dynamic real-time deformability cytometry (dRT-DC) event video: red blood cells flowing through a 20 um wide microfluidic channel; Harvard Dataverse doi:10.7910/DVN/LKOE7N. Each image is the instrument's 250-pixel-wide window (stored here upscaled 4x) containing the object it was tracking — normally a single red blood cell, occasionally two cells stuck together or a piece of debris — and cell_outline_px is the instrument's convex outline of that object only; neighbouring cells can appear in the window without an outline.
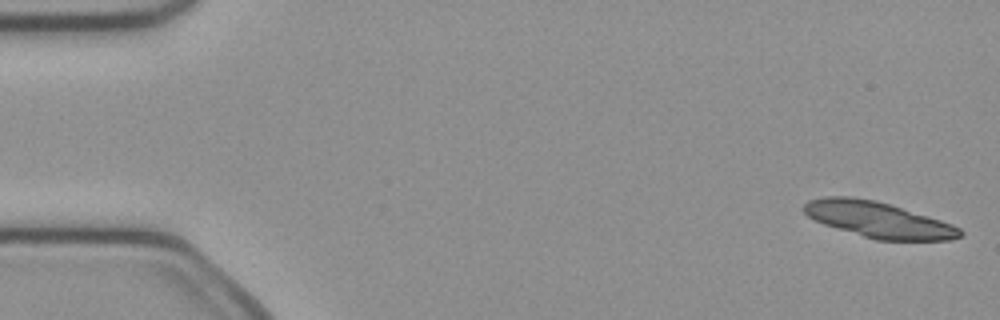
{"species": "common noctule bat (a hibernating species)", "species_latin": "Nyctalus noctula", "temperature_condition": "cold", "stored_images_in_passage": 51, "camera_frame_rate_fps": 3000, "um_per_image_px": 0.085, "animal": {"sex": "female", "body_mass_g": 21.9}, "frame": {"image": 1, "passage_image": 1, "time_ms": 0.0, "image_size_px": [1000, 320], "cell_outline_px": [[964, 232], [960, 236], [952, 240], [876, 240], [824, 224], [808, 216], [804, 212], [804, 204], [808, 200], [824, 196], [852, 196], [876, 200], [940, 220], [952, 224], [960, 228]], "centroid_in_image_um": [74.65, 18.67], "position_along_channel_um": 10.4, "area_um2": 32.31}}
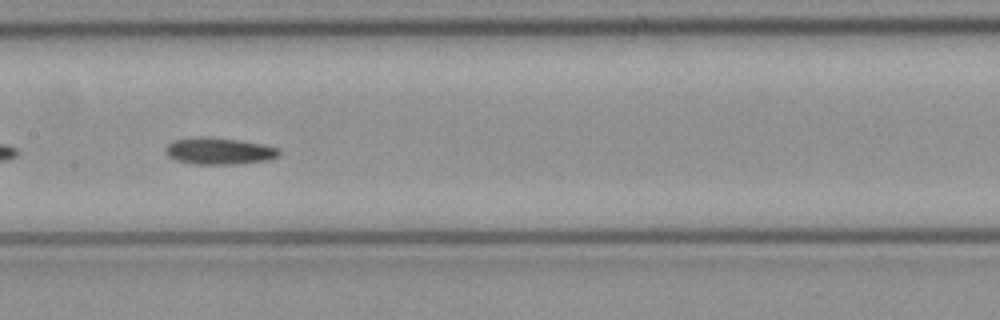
{"frame": {"image": 2, "passage_image": 25, "time_ms": 8.0, "image_size_px": [1000, 320], "cell_outline_px": [[280, 156], [268, 160], [236, 164], [196, 164], [176, 160], [168, 156], [164, 148], [172, 140], [192, 136], [208, 136], [240, 140], [264, 144], [280, 148]], "centroid_in_image_um": [18.63, 12.82], "position_along_channel_um": 188.8, "area_um2": 18.09}}
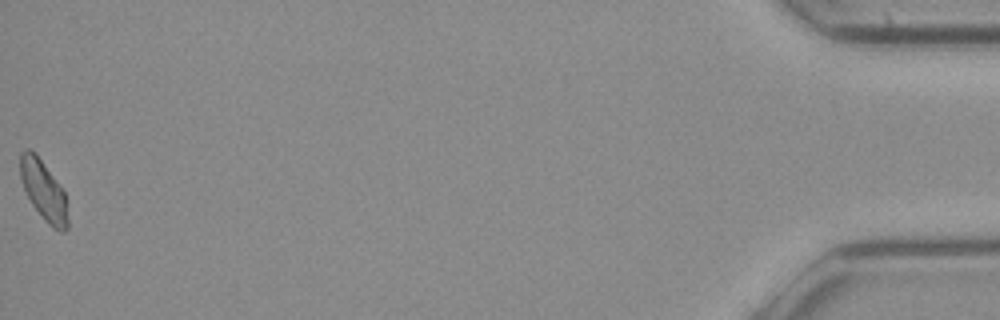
{"frame": {"image": 3, "passage_image": 51, "time_ms": 16.667, "image_size_px": [1000, 320], "cell_outline_px": [[68, 228], [64, 232], [60, 232], [52, 228], [44, 220], [32, 204], [24, 188], [20, 176], [20, 152], [24, 148], [28, 148], [36, 152], [64, 192], [68, 220]], "centroid_in_image_um": [3.69, 16.19], "position_along_channel_um": 431.5, "area_um2": 16.53}, "authors_computed_cell_mechanics": {"area_um2": 17.3978, "velocity_mm_per_s": 4.0158, "shape_relaxation_time_tau1_ms": 10.6652, "shape_relaxation_time_tau2_ms": null, "deformation_change_tau1": 0.1633, "deformation_change_tau2": null}}